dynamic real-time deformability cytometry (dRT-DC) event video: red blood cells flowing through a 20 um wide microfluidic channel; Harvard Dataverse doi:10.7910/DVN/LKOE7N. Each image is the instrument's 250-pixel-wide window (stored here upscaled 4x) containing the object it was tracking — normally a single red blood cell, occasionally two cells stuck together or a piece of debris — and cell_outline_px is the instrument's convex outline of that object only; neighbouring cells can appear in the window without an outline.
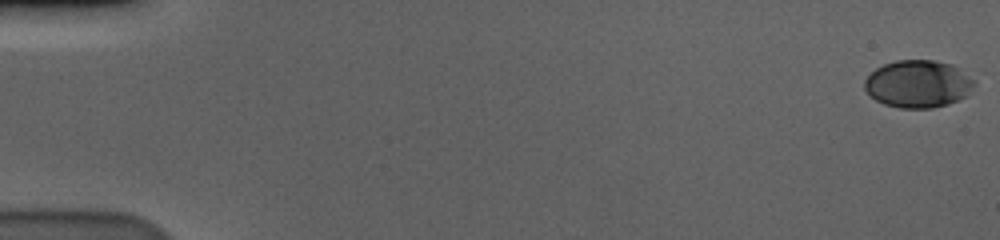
{"species": "human", "species_latin": "Homo sapiens", "temperature_condition": "cold", "stored_images_in_passage": 59, "camera_frame_rate_fps": 3000, "um_per_image_px": 0.085, "donor": {"sex": "male"}, "frame": {"image": 1, "passage_image": 1, "time_ms": 0.0, "image_size_px": [1000, 240], "cell_outline_px": [[976, 84], [964, 96], [948, 104], [932, 108], [900, 108], [884, 104], [876, 100], [864, 88], [864, 80], [876, 68], [884, 64], [896, 60], [932, 60], [952, 64], [976, 80]], "centroid_in_image_um": [78.03, 7.12], "position_along_channel_um": 7.0, "area_um2": 30.23}}
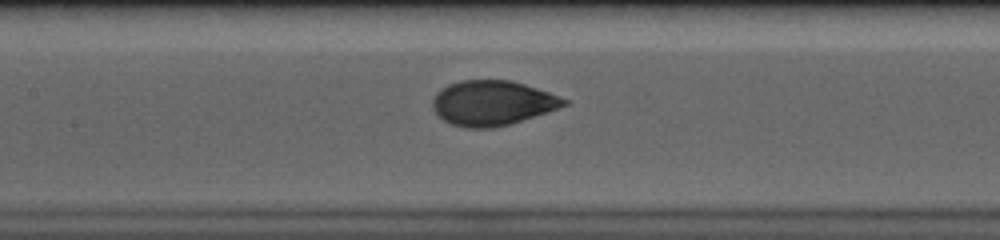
{"frame": {"image": 2, "passage_image": 29, "time_ms": 9.333, "image_size_px": [1000, 240], "cell_outline_px": [[568, 104], [508, 124], [492, 128], [468, 128], [452, 124], [444, 120], [432, 108], [432, 100], [436, 92], [440, 88], [448, 84], [460, 80], [512, 80], [548, 92], [568, 100]], "centroid_in_image_um": [41.78, 8.73], "position_along_channel_um": 165.6, "area_um2": 33.93}}
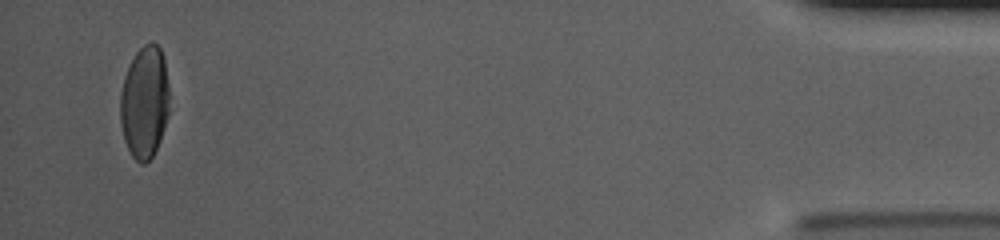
{"frame": {"image": 3, "passage_image": 57, "time_ms": 18.667, "image_size_px": [1000, 240], "cell_outline_px": [[168, 112], [164, 128], [160, 140], [152, 156], [144, 164], [140, 164], [132, 156], [124, 140], [120, 120], [120, 92], [124, 76], [136, 52], [144, 44], [152, 40], [160, 48], [164, 56], [168, 84]], "centroid_in_image_um": [12.28, 8.67], "position_along_channel_um": 422.9, "area_um2": 32.19}, "authors_computed_cell_mechanics": {"area_um2": 33.5818, "velocity_mm_per_s": 3.5903, "shape_relaxation_time_tau1_ms": 3.9184, "shape_relaxation_time_tau2_ms": null, "deformation_change_tau1": 0.1641, "deformation_change_tau2": null}}